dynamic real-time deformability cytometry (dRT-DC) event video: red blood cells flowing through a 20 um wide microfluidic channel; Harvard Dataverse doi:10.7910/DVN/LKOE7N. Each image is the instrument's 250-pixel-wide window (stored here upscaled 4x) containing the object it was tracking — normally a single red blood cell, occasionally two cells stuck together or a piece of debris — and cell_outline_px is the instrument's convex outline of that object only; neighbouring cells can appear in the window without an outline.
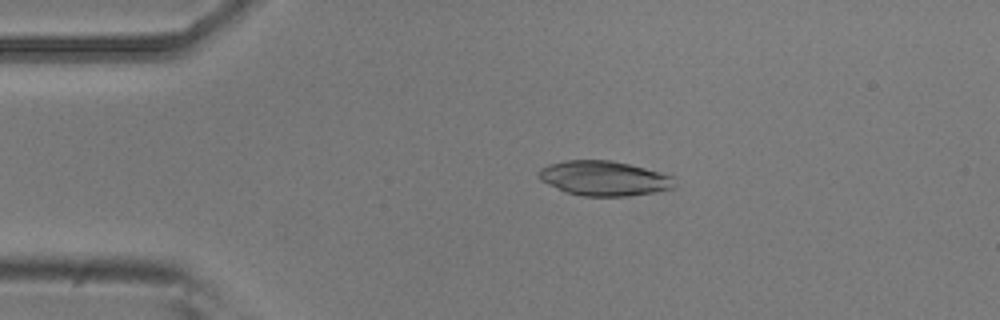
{"species": "common noctule bat (a hibernating species)", "species_latin": "Nyctalus noctula", "temperature_condition": "room temperature", "stored_images_in_passage": 2, "camera_frame_rate_fps": 3000, "um_per_image_px": 0.085, "animal": {"sex": "male", "body_mass_g": 20.5, "forearm_length_mm": 52.5}, "frame": {"image": 1, "passage_image": 1, "time_ms": 0.0, "image_size_px": [1000, 320], "cell_outline_px": [[672, 188], [652, 192], [628, 196], [584, 196], [564, 192], [540, 180], [536, 176], [540, 168], [548, 164], [568, 160], [612, 160], [644, 168], [672, 176]], "centroid_in_image_um": [51.24, 15.15], "position_along_channel_um": 33.8, "area_um2": 27.28}}